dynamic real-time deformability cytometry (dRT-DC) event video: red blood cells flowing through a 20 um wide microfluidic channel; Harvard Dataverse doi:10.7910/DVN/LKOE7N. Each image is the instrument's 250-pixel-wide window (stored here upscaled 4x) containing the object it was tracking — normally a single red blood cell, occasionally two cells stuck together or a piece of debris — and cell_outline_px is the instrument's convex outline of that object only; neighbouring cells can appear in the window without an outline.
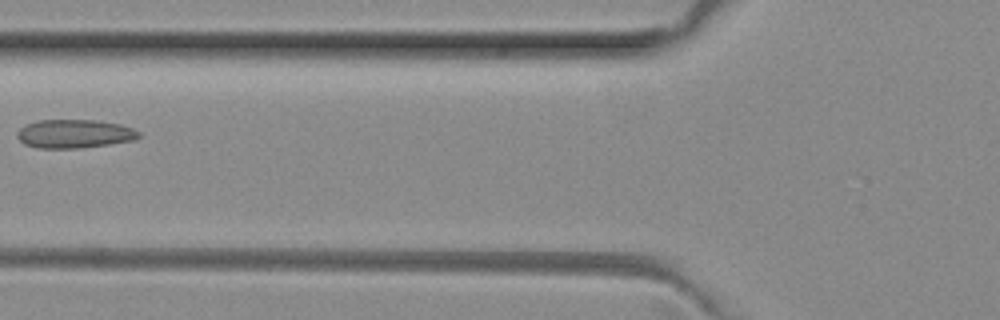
{"species": "common noctule bat (a hibernating species)", "species_latin": "Nyctalus noctula", "temperature_condition": "room temperature", "stored_images_in_passage": 7, "camera_frame_rate_fps": 3000, "um_per_image_px": 0.085, "animal": {"sex": "female", "body_mass_g": 29.2, "forearm_length_mm": 56.3}, "frame": {"image": 1, "passage_image": 6, "time_ms": 1.667, "image_size_px": [1000, 320], "cell_outline_px": [[140, 136], [136, 140], [108, 144], [76, 148], [36, 148], [24, 144], [16, 136], [16, 132], [24, 124], [40, 120], [96, 120], [120, 124], [132, 128], [140, 132]], "centroid_in_image_um": [6.3, 11.37], "position_along_channel_um": 119.5, "area_um2": 20.35}}
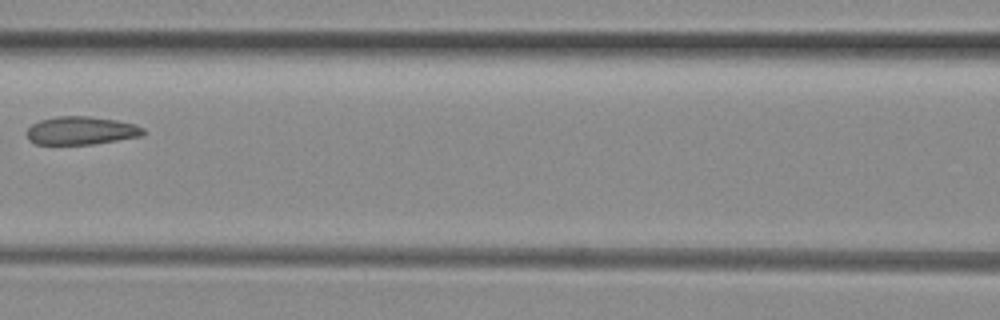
{"frame": {"image": 2, "passage_image": 7, "time_ms": 2.0, "image_size_px": [1000, 320], "cell_outline_px": [[144, 136], [92, 144], [36, 144], [28, 140], [28, 128], [32, 124], [40, 120], [56, 116], [88, 116], [116, 120], [136, 124], [144, 128]], "centroid_in_image_um": [6.92, 11.1], "position_along_channel_um": 159.7, "area_um2": 19.13}}